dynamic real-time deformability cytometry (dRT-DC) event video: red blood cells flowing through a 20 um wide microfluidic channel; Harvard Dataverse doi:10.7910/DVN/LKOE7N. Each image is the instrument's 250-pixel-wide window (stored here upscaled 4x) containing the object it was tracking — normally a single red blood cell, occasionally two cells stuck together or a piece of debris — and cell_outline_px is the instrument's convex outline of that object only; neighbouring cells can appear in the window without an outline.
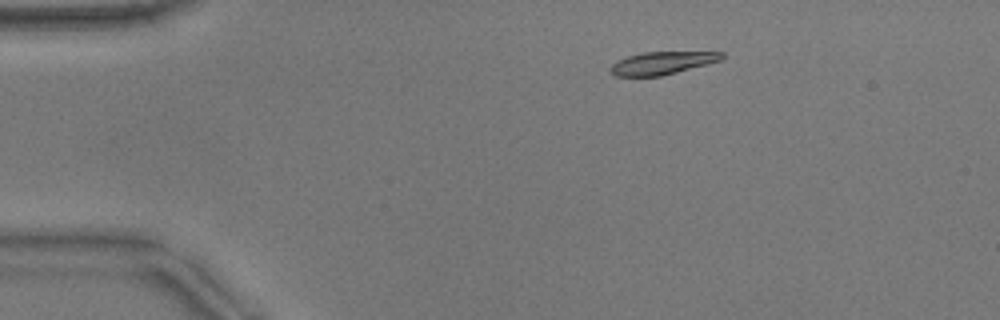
{"species": "common noctule bat (a hibernating species)", "species_latin": "Nyctalus noctula", "temperature_condition": "warm", "stored_images_in_passage": 45, "camera_frame_rate_fps": 3000, "um_per_image_px": 0.085, "animal": {"sex": "male", "body_mass_g": 17.9}, "frame": {"image": 1, "passage_image": 2, "time_ms": 0.333, "image_size_px": [1000, 320], "cell_outline_px": [[724, 56], [720, 60], [708, 64], [660, 76], [616, 76], [608, 72], [608, 68], [616, 60], [628, 56], [644, 52], [724, 52]], "centroid_in_image_um": [56.22, 5.36], "position_along_channel_um": 28.8, "area_um2": 14.74}}
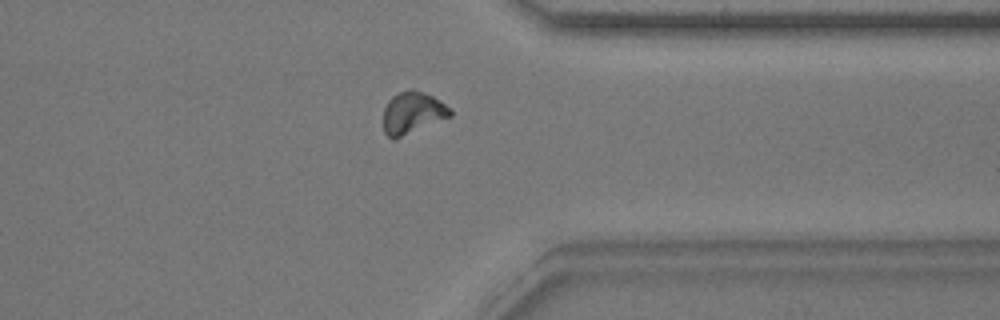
{"frame": {"image": 2, "passage_image": 34, "time_ms": 11.0, "image_size_px": [1000, 320], "cell_outline_px": [[452, 116], [392, 140], [384, 132], [384, 108], [388, 100], [392, 96], [400, 92], [412, 88], [432, 96], [440, 100], [452, 108]], "centroid_in_image_um": [35.08, 9.57], "position_along_channel_um": 376.3, "area_um2": 16.3}}
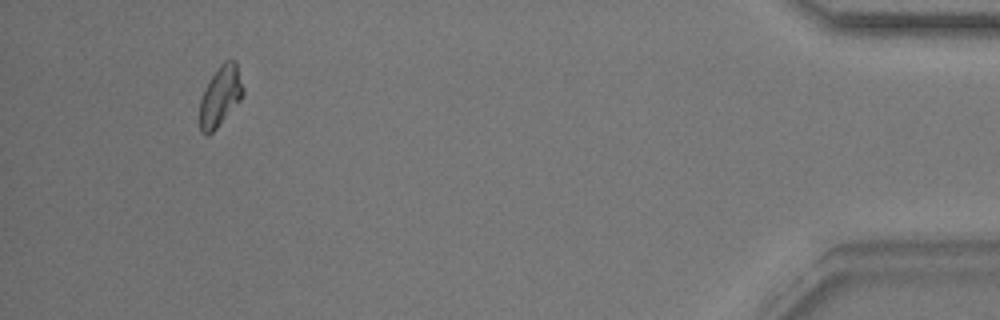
{"frame": {"image": 3, "passage_image": 42, "time_ms": 13.667, "image_size_px": [1000, 320], "cell_outline_px": [[244, 96], [216, 128], [208, 136], [204, 136], [200, 132], [200, 100], [204, 88], [220, 64], [224, 60], [236, 60], [244, 88]], "centroid_in_image_um": [18.73, 8.17], "position_along_channel_um": 416.5, "area_um2": 15.32}, "authors_computed_cell_mechanics": {"area_um2": 15.606, "velocity_mm_per_s": 3.852, "shape_relaxation_time_tau1_ms": 2.2215, "shape_relaxation_time_tau2_ms": null, "deformation_change_tau1": 0.1211, "deformation_change_tau2": null}}